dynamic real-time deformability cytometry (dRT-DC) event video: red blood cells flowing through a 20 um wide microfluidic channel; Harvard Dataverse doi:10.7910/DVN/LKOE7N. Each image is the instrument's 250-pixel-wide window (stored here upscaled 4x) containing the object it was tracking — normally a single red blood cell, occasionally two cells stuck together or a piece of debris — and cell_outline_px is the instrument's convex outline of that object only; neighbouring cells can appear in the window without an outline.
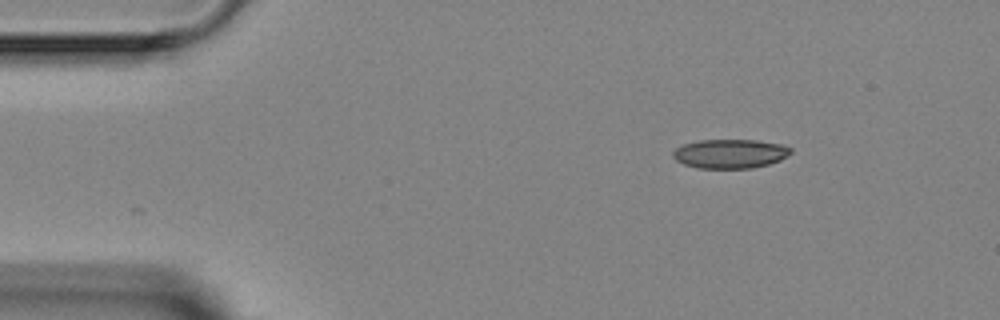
{"species": "Egyptian fruit bat (a non-hibernating species)", "species_latin": "Rousettus aegyptiacus", "temperature_condition": "room temperature", "stored_images_in_passage": 3, "camera_frame_rate_fps": 3000, "um_per_image_px": 0.085, "animal": {"sex": "female"}, "frame": {"image": 1, "passage_image": 3, "time_ms": 2.333, "image_size_px": [1000, 320], "cell_outline_px": [[792, 152], [780, 160], [768, 164], [752, 168], [696, 168], [684, 164], [676, 160], [672, 156], [672, 152], [676, 148], [684, 144], [700, 140], [756, 140], [780, 144], [792, 148]], "centroid_in_image_um": [62.05, 13.06], "position_along_channel_um": 23.0, "area_um2": 19.94}}